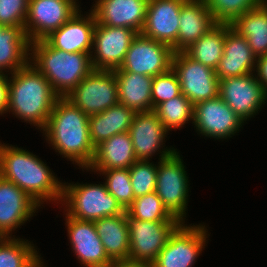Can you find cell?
<instances>
[{"label":"cell","instance_id":"1","mask_svg":"<svg viewBox=\"0 0 267 267\" xmlns=\"http://www.w3.org/2000/svg\"><path fill=\"white\" fill-rule=\"evenodd\" d=\"M38 157L27 149L1 142L0 177L17 185L41 207L45 202L60 205L63 181Z\"/></svg>","mask_w":267,"mask_h":267},{"label":"cell","instance_id":"2","mask_svg":"<svg viewBox=\"0 0 267 267\" xmlns=\"http://www.w3.org/2000/svg\"><path fill=\"white\" fill-rule=\"evenodd\" d=\"M41 132L49 146L78 169L84 171L93 162L95 147L89 136V116L65 97L57 99Z\"/></svg>","mask_w":267,"mask_h":267},{"label":"cell","instance_id":"3","mask_svg":"<svg viewBox=\"0 0 267 267\" xmlns=\"http://www.w3.org/2000/svg\"><path fill=\"white\" fill-rule=\"evenodd\" d=\"M7 114L39 129L45 128L59 96L51 84L30 62L9 74Z\"/></svg>","mask_w":267,"mask_h":267},{"label":"cell","instance_id":"4","mask_svg":"<svg viewBox=\"0 0 267 267\" xmlns=\"http://www.w3.org/2000/svg\"><path fill=\"white\" fill-rule=\"evenodd\" d=\"M29 62L59 97H66L93 70L89 53L55 49L44 39L30 43Z\"/></svg>","mask_w":267,"mask_h":267},{"label":"cell","instance_id":"5","mask_svg":"<svg viewBox=\"0 0 267 267\" xmlns=\"http://www.w3.org/2000/svg\"><path fill=\"white\" fill-rule=\"evenodd\" d=\"M60 205L68 216L82 221H96L125 212L117 199L108 192L104 182L83 184L64 181Z\"/></svg>","mask_w":267,"mask_h":267},{"label":"cell","instance_id":"6","mask_svg":"<svg viewBox=\"0 0 267 267\" xmlns=\"http://www.w3.org/2000/svg\"><path fill=\"white\" fill-rule=\"evenodd\" d=\"M177 150L168 158L157 162L155 192L168 211L181 222L187 218L190 180L183 157Z\"/></svg>","mask_w":267,"mask_h":267},{"label":"cell","instance_id":"7","mask_svg":"<svg viewBox=\"0 0 267 267\" xmlns=\"http://www.w3.org/2000/svg\"><path fill=\"white\" fill-rule=\"evenodd\" d=\"M128 265H151L181 221H141L127 214Z\"/></svg>","mask_w":267,"mask_h":267},{"label":"cell","instance_id":"8","mask_svg":"<svg viewBox=\"0 0 267 267\" xmlns=\"http://www.w3.org/2000/svg\"><path fill=\"white\" fill-rule=\"evenodd\" d=\"M182 222L170 235L152 267H193L205 249L210 234L204 223Z\"/></svg>","mask_w":267,"mask_h":267},{"label":"cell","instance_id":"9","mask_svg":"<svg viewBox=\"0 0 267 267\" xmlns=\"http://www.w3.org/2000/svg\"><path fill=\"white\" fill-rule=\"evenodd\" d=\"M88 116L117 104V79L112 70L93 69L66 97Z\"/></svg>","mask_w":267,"mask_h":267},{"label":"cell","instance_id":"10","mask_svg":"<svg viewBox=\"0 0 267 267\" xmlns=\"http://www.w3.org/2000/svg\"><path fill=\"white\" fill-rule=\"evenodd\" d=\"M218 96L244 123L255 118L267 104V89L255 72L219 80Z\"/></svg>","mask_w":267,"mask_h":267},{"label":"cell","instance_id":"11","mask_svg":"<svg viewBox=\"0 0 267 267\" xmlns=\"http://www.w3.org/2000/svg\"><path fill=\"white\" fill-rule=\"evenodd\" d=\"M171 68L177 75L181 93L193 105L218 96L219 79L215 70L190 58L184 51L173 53Z\"/></svg>","mask_w":267,"mask_h":267},{"label":"cell","instance_id":"12","mask_svg":"<svg viewBox=\"0 0 267 267\" xmlns=\"http://www.w3.org/2000/svg\"><path fill=\"white\" fill-rule=\"evenodd\" d=\"M193 125L200 137L228 141L241 131L244 122L217 96L194 105Z\"/></svg>","mask_w":267,"mask_h":267},{"label":"cell","instance_id":"13","mask_svg":"<svg viewBox=\"0 0 267 267\" xmlns=\"http://www.w3.org/2000/svg\"><path fill=\"white\" fill-rule=\"evenodd\" d=\"M79 0H29L24 25L29 42L43 40L79 10Z\"/></svg>","mask_w":267,"mask_h":267},{"label":"cell","instance_id":"14","mask_svg":"<svg viewBox=\"0 0 267 267\" xmlns=\"http://www.w3.org/2000/svg\"><path fill=\"white\" fill-rule=\"evenodd\" d=\"M128 132L137 160L151 161L154 155L159 154L160 161L177 151L173 146L165 148L164 142L170 132L154 111L136 112Z\"/></svg>","mask_w":267,"mask_h":267},{"label":"cell","instance_id":"15","mask_svg":"<svg viewBox=\"0 0 267 267\" xmlns=\"http://www.w3.org/2000/svg\"><path fill=\"white\" fill-rule=\"evenodd\" d=\"M173 53L169 45L138 33L118 69L154 77L171 68Z\"/></svg>","mask_w":267,"mask_h":267},{"label":"cell","instance_id":"16","mask_svg":"<svg viewBox=\"0 0 267 267\" xmlns=\"http://www.w3.org/2000/svg\"><path fill=\"white\" fill-rule=\"evenodd\" d=\"M138 32L130 28L98 24L93 34L91 63L95 70L118 69Z\"/></svg>","mask_w":267,"mask_h":267},{"label":"cell","instance_id":"17","mask_svg":"<svg viewBox=\"0 0 267 267\" xmlns=\"http://www.w3.org/2000/svg\"><path fill=\"white\" fill-rule=\"evenodd\" d=\"M65 215V228L71 250L82 267H115L103 248L94 221H82Z\"/></svg>","mask_w":267,"mask_h":267},{"label":"cell","instance_id":"18","mask_svg":"<svg viewBox=\"0 0 267 267\" xmlns=\"http://www.w3.org/2000/svg\"><path fill=\"white\" fill-rule=\"evenodd\" d=\"M43 208L17 185L0 177V235L15 237L16 229ZM30 218V219H29ZM14 232V233H13Z\"/></svg>","mask_w":267,"mask_h":267},{"label":"cell","instance_id":"19","mask_svg":"<svg viewBox=\"0 0 267 267\" xmlns=\"http://www.w3.org/2000/svg\"><path fill=\"white\" fill-rule=\"evenodd\" d=\"M187 0H149L141 34L169 45L177 52L179 16Z\"/></svg>","mask_w":267,"mask_h":267},{"label":"cell","instance_id":"20","mask_svg":"<svg viewBox=\"0 0 267 267\" xmlns=\"http://www.w3.org/2000/svg\"><path fill=\"white\" fill-rule=\"evenodd\" d=\"M88 11L83 14L80 8L66 23L44 40L55 49L91 55L96 17L91 9Z\"/></svg>","mask_w":267,"mask_h":267},{"label":"cell","instance_id":"21","mask_svg":"<svg viewBox=\"0 0 267 267\" xmlns=\"http://www.w3.org/2000/svg\"><path fill=\"white\" fill-rule=\"evenodd\" d=\"M91 6L96 22L104 26L124 27L141 33L149 0H94Z\"/></svg>","mask_w":267,"mask_h":267},{"label":"cell","instance_id":"22","mask_svg":"<svg viewBox=\"0 0 267 267\" xmlns=\"http://www.w3.org/2000/svg\"><path fill=\"white\" fill-rule=\"evenodd\" d=\"M257 57L245 37L232 28L226 33L224 51L215 73L219 80L244 76L256 71Z\"/></svg>","mask_w":267,"mask_h":267},{"label":"cell","instance_id":"23","mask_svg":"<svg viewBox=\"0 0 267 267\" xmlns=\"http://www.w3.org/2000/svg\"><path fill=\"white\" fill-rule=\"evenodd\" d=\"M216 24L204 0H187L179 16L177 52L187 49Z\"/></svg>","mask_w":267,"mask_h":267},{"label":"cell","instance_id":"24","mask_svg":"<svg viewBox=\"0 0 267 267\" xmlns=\"http://www.w3.org/2000/svg\"><path fill=\"white\" fill-rule=\"evenodd\" d=\"M94 225L108 258L115 265L128 264L130 241L127 212L98 219Z\"/></svg>","mask_w":267,"mask_h":267},{"label":"cell","instance_id":"25","mask_svg":"<svg viewBox=\"0 0 267 267\" xmlns=\"http://www.w3.org/2000/svg\"><path fill=\"white\" fill-rule=\"evenodd\" d=\"M136 161L130 134L125 132L116 134L99 144L95 148L93 162L84 170L96 173L98 170L129 168Z\"/></svg>","mask_w":267,"mask_h":267},{"label":"cell","instance_id":"26","mask_svg":"<svg viewBox=\"0 0 267 267\" xmlns=\"http://www.w3.org/2000/svg\"><path fill=\"white\" fill-rule=\"evenodd\" d=\"M117 79L119 103L135 112L152 111V80L148 75L113 70Z\"/></svg>","mask_w":267,"mask_h":267},{"label":"cell","instance_id":"27","mask_svg":"<svg viewBox=\"0 0 267 267\" xmlns=\"http://www.w3.org/2000/svg\"><path fill=\"white\" fill-rule=\"evenodd\" d=\"M135 113L118 102L104 112L89 116V136L93 146L96 148L112 136L128 132Z\"/></svg>","mask_w":267,"mask_h":267},{"label":"cell","instance_id":"28","mask_svg":"<svg viewBox=\"0 0 267 267\" xmlns=\"http://www.w3.org/2000/svg\"><path fill=\"white\" fill-rule=\"evenodd\" d=\"M30 42L23 27L0 25V72L12 74L29 63Z\"/></svg>","mask_w":267,"mask_h":267},{"label":"cell","instance_id":"29","mask_svg":"<svg viewBox=\"0 0 267 267\" xmlns=\"http://www.w3.org/2000/svg\"><path fill=\"white\" fill-rule=\"evenodd\" d=\"M231 27L247 39L257 58L267 55V0L237 17Z\"/></svg>","mask_w":267,"mask_h":267},{"label":"cell","instance_id":"30","mask_svg":"<svg viewBox=\"0 0 267 267\" xmlns=\"http://www.w3.org/2000/svg\"><path fill=\"white\" fill-rule=\"evenodd\" d=\"M231 28V24L217 23L184 52L190 58L215 70L223 56L226 33Z\"/></svg>","mask_w":267,"mask_h":267},{"label":"cell","instance_id":"31","mask_svg":"<svg viewBox=\"0 0 267 267\" xmlns=\"http://www.w3.org/2000/svg\"><path fill=\"white\" fill-rule=\"evenodd\" d=\"M33 241L18 237L0 239V267H31L41 256ZM38 250V251H37Z\"/></svg>","mask_w":267,"mask_h":267},{"label":"cell","instance_id":"32","mask_svg":"<svg viewBox=\"0 0 267 267\" xmlns=\"http://www.w3.org/2000/svg\"><path fill=\"white\" fill-rule=\"evenodd\" d=\"M153 111L168 132L180 130L189 122L193 124L194 105L182 93L160 103Z\"/></svg>","mask_w":267,"mask_h":267},{"label":"cell","instance_id":"33","mask_svg":"<svg viewBox=\"0 0 267 267\" xmlns=\"http://www.w3.org/2000/svg\"><path fill=\"white\" fill-rule=\"evenodd\" d=\"M126 212L131 218L141 221H180L163 205L156 192L135 198Z\"/></svg>","mask_w":267,"mask_h":267},{"label":"cell","instance_id":"34","mask_svg":"<svg viewBox=\"0 0 267 267\" xmlns=\"http://www.w3.org/2000/svg\"><path fill=\"white\" fill-rule=\"evenodd\" d=\"M96 174L104 176V183L108 192L117 199L118 203L126 211L135 199L130 182L129 168L98 170Z\"/></svg>","mask_w":267,"mask_h":267},{"label":"cell","instance_id":"35","mask_svg":"<svg viewBox=\"0 0 267 267\" xmlns=\"http://www.w3.org/2000/svg\"><path fill=\"white\" fill-rule=\"evenodd\" d=\"M264 0H204L217 23L231 24L237 17L259 6Z\"/></svg>","mask_w":267,"mask_h":267},{"label":"cell","instance_id":"36","mask_svg":"<svg viewBox=\"0 0 267 267\" xmlns=\"http://www.w3.org/2000/svg\"><path fill=\"white\" fill-rule=\"evenodd\" d=\"M130 182L135 198L155 192L157 162L137 160L129 167Z\"/></svg>","mask_w":267,"mask_h":267},{"label":"cell","instance_id":"37","mask_svg":"<svg viewBox=\"0 0 267 267\" xmlns=\"http://www.w3.org/2000/svg\"><path fill=\"white\" fill-rule=\"evenodd\" d=\"M152 111L164 101L181 94V87L177 75L170 68L167 72L153 77L152 80Z\"/></svg>","mask_w":267,"mask_h":267},{"label":"cell","instance_id":"38","mask_svg":"<svg viewBox=\"0 0 267 267\" xmlns=\"http://www.w3.org/2000/svg\"><path fill=\"white\" fill-rule=\"evenodd\" d=\"M28 6L29 0H0V25L24 28Z\"/></svg>","mask_w":267,"mask_h":267},{"label":"cell","instance_id":"39","mask_svg":"<svg viewBox=\"0 0 267 267\" xmlns=\"http://www.w3.org/2000/svg\"><path fill=\"white\" fill-rule=\"evenodd\" d=\"M9 98V74L0 72V116L7 114Z\"/></svg>","mask_w":267,"mask_h":267},{"label":"cell","instance_id":"40","mask_svg":"<svg viewBox=\"0 0 267 267\" xmlns=\"http://www.w3.org/2000/svg\"><path fill=\"white\" fill-rule=\"evenodd\" d=\"M255 74L258 80L267 89V55L257 58Z\"/></svg>","mask_w":267,"mask_h":267},{"label":"cell","instance_id":"41","mask_svg":"<svg viewBox=\"0 0 267 267\" xmlns=\"http://www.w3.org/2000/svg\"><path fill=\"white\" fill-rule=\"evenodd\" d=\"M42 258L43 257L40 256L39 259L31 267H47V265L44 264L45 262Z\"/></svg>","mask_w":267,"mask_h":267},{"label":"cell","instance_id":"42","mask_svg":"<svg viewBox=\"0 0 267 267\" xmlns=\"http://www.w3.org/2000/svg\"><path fill=\"white\" fill-rule=\"evenodd\" d=\"M115 267H152L151 265H128V264H117Z\"/></svg>","mask_w":267,"mask_h":267}]
</instances>
